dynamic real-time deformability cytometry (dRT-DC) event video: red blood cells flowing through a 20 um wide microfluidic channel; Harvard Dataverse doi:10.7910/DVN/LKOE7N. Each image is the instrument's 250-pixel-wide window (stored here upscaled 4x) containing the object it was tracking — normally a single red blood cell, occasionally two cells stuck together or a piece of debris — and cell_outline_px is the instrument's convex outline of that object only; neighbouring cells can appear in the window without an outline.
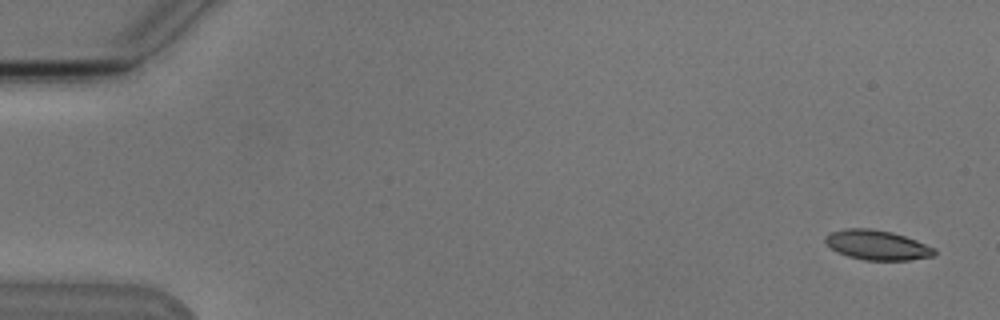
{"species": "Egyptian fruit bat (a non-hibernating species)", "species_latin": "Rousettus aegyptiacus", "temperature_condition": "cold", "stored_images_in_passage": 5, "camera_frame_rate_fps": 3000, "um_per_image_px": 0.085, "animal": {"sex": "male"}, "frame": {"image": 1, "passage_image": 1, "time_ms": 0.0, "image_size_px": [1000, 320], "cell_outline_px": [[936, 256], [908, 260], [864, 260], [848, 256], [836, 252], [824, 240], [824, 236], [832, 232], [844, 228], [872, 228], [892, 232], [916, 240], [936, 248]], "centroid_in_image_um": [74.57, 20.83], "position_along_channel_um": 10.4, "area_um2": 19.02}}
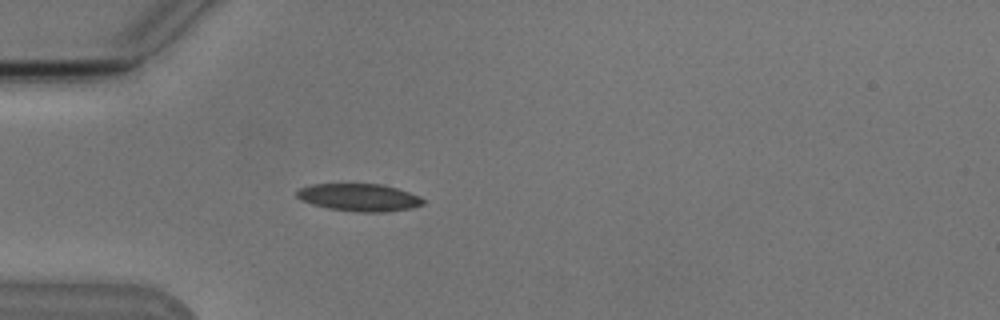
{"frame": {"image": 2, "passage_image": 5, "time_ms": 4.667, "image_size_px": [1000, 320], "cell_outline_px": [[424, 204], [412, 208], [388, 212], [360, 212], [328, 208], [312, 204], [300, 200], [296, 196], [296, 192], [300, 188], [312, 184], [384, 184], [420, 196], [424, 200]], "centroid_in_image_um": [30.54, 16.78], "position_along_channel_um": 54.5, "area_um2": 20.29}}